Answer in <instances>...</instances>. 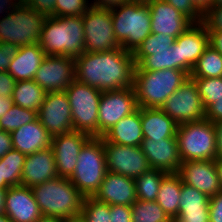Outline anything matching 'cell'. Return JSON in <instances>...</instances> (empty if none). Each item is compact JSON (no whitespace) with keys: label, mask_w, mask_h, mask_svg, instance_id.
Returning a JSON list of instances; mask_svg holds the SVG:
<instances>
[{"label":"cell","mask_w":222,"mask_h":222,"mask_svg":"<svg viewBox=\"0 0 222 222\" xmlns=\"http://www.w3.org/2000/svg\"><path fill=\"white\" fill-rule=\"evenodd\" d=\"M215 164H216L217 174H218L221 191H222V159H216Z\"/></svg>","instance_id":"57"},{"label":"cell","mask_w":222,"mask_h":222,"mask_svg":"<svg viewBox=\"0 0 222 222\" xmlns=\"http://www.w3.org/2000/svg\"><path fill=\"white\" fill-rule=\"evenodd\" d=\"M45 57L46 53L39 44L19 47L17 54L11 58L7 72L16 82L33 80Z\"/></svg>","instance_id":"25"},{"label":"cell","mask_w":222,"mask_h":222,"mask_svg":"<svg viewBox=\"0 0 222 222\" xmlns=\"http://www.w3.org/2000/svg\"><path fill=\"white\" fill-rule=\"evenodd\" d=\"M128 2V0H90L92 7L100 9H112L119 7L122 3Z\"/></svg>","instance_id":"51"},{"label":"cell","mask_w":222,"mask_h":222,"mask_svg":"<svg viewBox=\"0 0 222 222\" xmlns=\"http://www.w3.org/2000/svg\"><path fill=\"white\" fill-rule=\"evenodd\" d=\"M19 46L13 43H0V72L7 71L11 58L18 52Z\"/></svg>","instance_id":"44"},{"label":"cell","mask_w":222,"mask_h":222,"mask_svg":"<svg viewBox=\"0 0 222 222\" xmlns=\"http://www.w3.org/2000/svg\"><path fill=\"white\" fill-rule=\"evenodd\" d=\"M210 222H222V191L210 197Z\"/></svg>","instance_id":"47"},{"label":"cell","mask_w":222,"mask_h":222,"mask_svg":"<svg viewBox=\"0 0 222 222\" xmlns=\"http://www.w3.org/2000/svg\"><path fill=\"white\" fill-rule=\"evenodd\" d=\"M133 53L122 47L107 52H83L75 58V79L100 91L133 87Z\"/></svg>","instance_id":"1"},{"label":"cell","mask_w":222,"mask_h":222,"mask_svg":"<svg viewBox=\"0 0 222 222\" xmlns=\"http://www.w3.org/2000/svg\"><path fill=\"white\" fill-rule=\"evenodd\" d=\"M139 108L133 87L103 91L98 108V137Z\"/></svg>","instance_id":"12"},{"label":"cell","mask_w":222,"mask_h":222,"mask_svg":"<svg viewBox=\"0 0 222 222\" xmlns=\"http://www.w3.org/2000/svg\"><path fill=\"white\" fill-rule=\"evenodd\" d=\"M140 118L144 139L176 138L178 124L160 108L140 107Z\"/></svg>","instance_id":"26"},{"label":"cell","mask_w":222,"mask_h":222,"mask_svg":"<svg viewBox=\"0 0 222 222\" xmlns=\"http://www.w3.org/2000/svg\"><path fill=\"white\" fill-rule=\"evenodd\" d=\"M189 78L183 70L135 71L133 89L139 107L161 108Z\"/></svg>","instance_id":"4"},{"label":"cell","mask_w":222,"mask_h":222,"mask_svg":"<svg viewBox=\"0 0 222 222\" xmlns=\"http://www.w3.org/2000/svg\"><path fill=\"white\" fill-rule=\"evenodd\" d=\"M21 3V0H0V18L13 12Z\"/></svg>","instance_id":"52"},{"label":"cell","mask_w":222,"mask_h":222,"mask_svg":"<svg viewBox=\"0 0 222 222\" xmlns=\"http://www.w3.org/2000/svg\"><path fill=\"white\" fill-rule=\"evenodd\" d=\"M173 222H210L209 210L178 212Z\"/></svg>","instance_id":"45"},{"label":"cell","mask_w":222,"mask_h":222,"mask_svg":"<svg viewBox=\"0 0 222 222\" xmlns=\"http://www.w3.org/2000/svg\"><path fill=\"white\" fill-rule=\"evenodd\" d=\"M36 222H63V219L58 218V217H44V216H42Z\"/></svg>","instance_id":"59"},{"label":"cell","mask_w":222,"mask_h":222,"mask_svg":"<svg viewBox=\"0 0 222 222\" xmlns=\"http://www.w3.org/2000/svg\"><path fill=\"white\" fill-rule=\"evenodd\" d=\"M12 105V98L0 97V118L7 113V111L11 108Z\"/></svg>","instance_id":"56"},{"label":"cell","mask_w":222,"mask_h":222,"mask_svg":"<svg viewBox=\"0 0 222 222\" xmlns=\"http://www.w3.org/2000/svg\"><path fill=\"white\" fill-rule=\"evenodd\" d=\"M46 93L34 80L17 81L11 98L13 104L38 113Z\"/></svg>","instance_id":"29"},{"label":"cell","mask_w":222,"mask_h":222,"mask_svg":"<svg viewBox=\"0 0 222 222\" xmlns=\"http://www.w3.org/2000/svg\"><path fill=\"white\" fill-rule=\"evenodd\" d=\"M176 41L177 70L190 75L193 66L209 45V32L204 22L193 23Z\"/></svg>","instance_id":"16"},{"label":"cell","mask_w":222,"mask_h":222,"mask_svg":"<svg viewBox=\"0 0 222 222\" xmlns=\"http://www.w3.org/2000/svg\"><path fill=\"white\" fill-rule=\"evenodd\" d=\"M179 200L178 212L209 210L210 207V197L208 195L183 182Z\"/></svg>","instance_id":"35"},{"label":"cell","mask_w":222,"mask_h":222,"mask_svg":"<svg viewBox=\"0 0 222 222\" xmlns=\"http://www.w3.org/2000/svg\"><path fill=\"white\" fill-rule=\"evenodd\" d=\"M7 189L0 188V215L4 214L5 193Z\"/></svg>","instance_id":"58"},{"label":"cell","mask_w":222,"mask_h":222,"mask_svg":"<svg viewBox=\"0 0 222 222\" xmlns=\"http://www.w3.org/2000/svg\"><path fill=\"white\" fill-rule=\"evenodd\" d=\"M0 222H12V221L5 214H1Z\"/></svg>","instance_id":"61"},{"label":"cell","mask_w":222,"mask_h":222,"mask_svg":"<svg viewBox=\"0 0 222 222\" xmlns=\"http://www.w3.org/2000/svg\"><path fill=\"white\" fill-rule=\"evenodd\" d=\"M81 215L86 222H111L110 205L94 197H84Z\"/></svg>","instance_id":"38"},{"label":"cell","mask_w":222,"mask_h":222,"mask_svg":"<svg viewBox=\"0 0 222 222\" xmlns=\"http://www.w3.org/2000/svg\"><path fill=\"white\" fill-rule=\"evenodd\" d=\"M131 211L132 222H173L156 201L137 199Z\"/></svg>","instance_id":"34"},{"label":"cell","mask_w":222,"mask_h":222,"mask_svg":"<svg viewBox=\"0 0 222 222\" xmlns=\"http://www.w3.org/2000/svg\"><path fill=\"white\" fill-rule=\"evenodd\" d=\"M196 10L204 17L213 7V0H191Z\"/></svg>","instance_id":"53"},{"label":"cell","mask_w":222,"mask_h":222,"mask_svg":"<svg viewBox=\"0 0 222 222\" xmlns=\"http://www.w3.org/2000/svg\"><path fill=\"white\" fill-rule=\"evenodd\" d=\"M75 74L74 58L46 55L33 80L46 92L64 91L75 80Z\"/></svg>","instance_id":"15"},{"label":"cell","mask_w":222,"mask_h":222,"mask_svg":"<svg viewBox=\"0 0 222 222\" xmlns=\"http://www.w3.org/2000/svg\"><path fill=\"white\" fill-rule=\"evenodd\" d=\"M176 139L182 162L216 160V131L209 120L204 118L178 125Z\"/></svg>","instance_id":"7"},{"label":"cell","mask_w":222,"mask_h":222,"mask_svg":"<svg viewBox=\"0 0 222 222\" xmlns=\"http://www.w3.org/2000/svg\"><path fill=\"white\" fill-rule=\"evenodd\" d=\"M90 138L87 133L74 130L52 137L50 147L53 150L58 176L63 178L72 176L80 150Z\"/></svg>","instance_id":"17"},{"label":"cell","mask_w":222,"mask_h":222,"mask_svg":"<svg viewBox=\"0 0 222 222\" xmlns=\"http://www.w3.org/2000/svg\"><path fill=\"white\" fill-rule=\"evenodd\" d=\"M11 149H13L11 134L0 130V159Z\"/></svg>","instance_id":"50"},{"label":"cell","mask_w":222,"mask_h":222,"mask_svg":"<svg viewBox=\"0 0 222 222\" xmlns=\"http://www.w3.org/2000/svg\"><path fill=\"white\" fill-rule=\"evenodd\" d=\"M177 174L186 183L209 197L221 191L215 160L181 162Z\"/></svg>","instance_id":"18"},{"label":"cell","mask_w":222,"mask_h":222,"mask_svg":"<svg viewBox=\"0 0 222 222\" xmlns=\"http://www.w3.org/2000/svg\"><path fill=\"white\" fill-rule=\"evenodd\" d=\"M174 42L173 36L151 33L133 52V56H150L155 52L168 51Z\"/></svg>","instance_id":"37"},{"label":"cell","mask_w":222,"mask_h":222,"mask_svg":"<svg viewBox=\"0 0 222 222\" xmlns=\"http://www.w3.org/2000/svg\"><path fill=\"white\" fill-rule=\"evenodd\" d=\"M135 71L177 70L176 41L168 51L155 52L150 56H133Z\"/></svg>","instance_id":"32"},{"label":"cell","mask_w":222,"mask_h":222,"mask_svg":"<svg viewBox=\"0 0 222 222\" xmlns=\"http://www.w3.org/2000/svg\"><path fill=\"white\" fill-rule=\"evenodd\" d=\"M151 15V33L179 37L193 23L171 4L163 0L148 2Z\"/></svg>","instance_id":"20"},{"label":"cell","mask_w":222,"mask_h":222,"mask_svg":"<svg viewBox=\"0 0 222 222\" xmlns=\"http://www.w3.org/2000/svg\"><path fill=\"white\" fill-rule=\"evenodd\" d=\"M209 44L222 55V31H208Z\"/></svg>","instance_id":"54"},{"label":"cell","mask_w":222,"mask_h":222,"mask_svg":"<svg viewBox=\"0 0 222 222\" xmlns=\"http://www.w3.org/2000/svg\"><path fill=\"white\" fill-rule=\"evenodd\" d=\"M90 7L89 0H56L55 16H82Z\"/></svg>","instance_id":"40"},{"label":"cell","mask_w":222,"mask_h":222,"mask_svg":"<svg viewBox=\"0 0 222 222\" xmlns=\"http://www.w3.org/2000/svg\"><path fill=\"white\" fill-rule=\"evenodd\" d=\"M37 117L52 137L73 131L71 107L65 91L47 92Z\"/></svg>","instance_id":"14"},{"label":"cell","mask_w":222,"mask_h":222,"mask_svg":"<svg viewBox=\"0 0 222 222\" xmlns=\"http://www.w3.org/2000/svg\"><path fill=\"white\" fill-rule=\"evenodd\" d=\"M208 31H222V6H213L203 21Z\"/></svg>","instance_id":"43"},{"label":"cell","mask_w":222,"mask_h":222,"mask_svg":"<svg viewBox=\"0 0 222 222\" xmlns=\"http://www.w3.org/2000/svg\"><path fill=\"white\" fill-rule=\"evenodd\" d=\"M31 189L44 217L66 219L81 215L84 196L69 178L57 176Z\"/></svg>","instance_id":"3"},{"label":"cell","mask_w":222,"mask_h":222,"mask_svg":"<svg viewBox=\"0 0 222 222\" xmlns=\"http://www.w3.org/2000/svg\"><path fill=\"white\" fill-rule=\"evenodd\" d=\"M205 119L212 123L222 121V96L205 109Z\"/></svg>","instance_id":"49"},{"label":"cell","mask_w":222,"mask_h":222,"mask_svg":"<svg viewBox=\"0 0 222 222\" xmlns=\"http://www.w3.org/2000/svg\"><path fill=\"white\" fill-rule=\"evenodd\" d=\"M13 149L30 155L51 146L52 136L41 125L38 118L12 131Z\"/></svg>","instance_id":"24"},{"label":"cell","mask_w":222,"mask_h":222,"mask_svg":"<svg viewBox=\"0 0 222 222\" xmlns=\"http://www.w3.org/2000/svg\"><path fill=\"white\" fill-rule=\"evenodd\" d=\"M45 18L22 2L0 18V43L10 42L19 47L38 44Z\"/></svg>","instance_id":"8"},{"label":"cell","mask_w":222,"mask_h":222,"mask_svg":"<svg viewBox=\"0 0 222 222\" xmlns=\"http://www.w3.org/2000/svg\"><path fill=\"white\" fill-rule=\"evenodd\" d=\"M93 197L108 205L131 206L137 200L135 180L107 171Z\"/></svg>","instance_id":"22"},{"label":"cell","mask_w":222,"mask_h":222,"mask_svg":"<svg viewBox=\"0 0 222 222\" xmlns=\"http://www.w3.org/2000/svg\"><path fill=\"white\" fill-rule=\"evenodd\" d=\"M213 6H222V0H213Z\"/></svg>","instance_id":"62"},{"label":"cell","mask_w":222,"mask_h":222,"mask_svg":"<svg viewBox=\"0 0 222 222\" xmlns=\"http://www.w3.org/2000/svg\"><path fill=\"white\" fill-rule=\"evenodd\" d=\"M63 222H86V220L82 217V215H78V216L63 219Z\"/></svg>","instance_id":"60"},{"label":"cell","mask_w":222,"mask_h":222,"mask_svg":"<svg viewBox=\"0 0 222 222\" xmlns=\"http://www.w3.org/2000/svg\"><path fill=\"white\" fill-rule=\"evenodd\" d=\"M168 174L159 169H150L137 177L135 179L137 199L156 201L161 182Z\"/></svg>","instance_id":"33"},{"label":"cell","mask_w":222,"mask_h":222,"mask_svg":"<svg viewBox=\"0 0 222 222\" xmlns=\"http://www.w3.org/2000/svg\"><path fill=\"white\" fill-rule=\"evenodd\" d=\"M4 214L12 222H36L43 216L32 189L24 185L7 189Z\"/></svg>","instance_id":"19"},{"label":"cell","mask_w":222,"mask_h":222,"mask_svg":"<svg viewBox=\"0 0 222 222\" xmlns=\"http://www.w3.org/2000/svg\"><path fill=\"white\" fill-rule=\"evenodd\" d=\"M111 222H132L131 206L110 205Z\"/></svg>","instance_id":"46"},{"label":"cell","mask_w":222,"mask_h":222,"mask_svg":"<svg viewBox=\"0 0 222 222\" xmlns=\"http://www.w3.org/2000/svg\"><path fill=\"white\" fill-rule=\"evenodd\" d=\"M110 11L116 40L124 50L133 53L151 34L148 3L128 1Z\"/></svg>","instance_id":"5"},{"label":"cell","mask_w":222,"mask_h":222,"mask_svg":"<svg viewBox=\"0 0 222 222\" xmlns=\"http://www.w3.org/2000/svg\"><path fill=\"white\" fill-rule=\"evenodd\" d=\"M26 155L11 149L0 159L1 188L21 185Z\"/></svg>","instance_id":"30"},{"label":"cell","mask_w":222,"mask_h":222,"mask_svg":"<svg viewBox=\"0 0 222 222\" xmlns=\"http://www.w3.org/2000/svg\"><path fill=\"white\" fill-rule=\"evenodd\" d=\"M84 42L87 52H107L121 48L115 38L109 9L90 7L83 15Z\"/></svg>","instance_id":"10"},{"label":"cell","mask_w":222,"mask_h":222,"mask_svg":"<svg viewBox=\"0 0 222 222\" xmlns=\"http://www.w3.org/2000/svg\"><path fill=\"white\" fill-rule=\"evenodd\" d=\"M182 188L181 177L177 173H169L161 182L156 202L174 221L178 216L180 194Z\"/></svg>","instance_id":"28"},{"label":"cell","mask_w":222,"mask_h":222,"mask_svg":"<svg viewBox=\"0 0 222 222\" xmlns=\"http://www.w3.org/2000/svg\"><path fill=\"white\" fill-rule=\"evenodd\" d=\"M107 171L136 179L151 167L141 146L109 143L103 138Z\"/></svg>","instance_id":"13"},{"label":"cell","mask_w":222,"mask_h":222,"mask_svg":"<svg viewBox=\"0 0 222 222\" xmlns=\"http://www.w3.org/2000/svg\"><path fill=\"white\" fill-rule=\"evenodd\" d=\"M37 118V112L13 104L7 113L0 118V130L11 133Z\"/></svg>","instance_id":"36"},{"label":"cell","mask_w":222,"mask_h":222,"mask_svg":"<svg viewBox=\"0 0 222 222\" xmlns=\"http://www.w3.org/2000/svg\"><path fill=\"white\" fill-rule=\"evenodd\" d=\"M56 0H23L22 2L29 8L34 9L38 14L45 17L55 16Z\"/></svg>","instance_id":"42"},{"label":"cell","mask_w":222,"mask_h":222,"mask_svg":"<svg viewBox=\"0 0 222 222\" xmlns=\"http://www.w3.org/2000/svg\"><path fill=\"white\" fill-rule=\"evenodd\" d=\"M102 137L109 143L126 146H141L144 137L140 118V107L122 118Z\"/></svg>","instance_id":"27"},{"label":"cell","mask_w":222,"mask_h":222,"mask_svg":"<svg viewBox=\"0 0 222 222\" xmlns=\"http://www.w3.org/2000/svg\"><path fill=\"white\" fill-rule=\"evenodd\" d=\"M82 16L46 17L39 46L50 56L77 58L85 52Z\"/></svg>","instance_id":"2"},{"label":"cell","mask_w":222,"mask_h":222,"mask_svg":"<svg viewBox=\"0 0 222 222\" xmlns=\"http://www.w3.org/2000/svg\"><path fill=\"white\" fill-rule=\"evenodd\" d=\"M128 1L148 3L150 0H128Z\"/></svg>","instance_id":"63"},{"label":"cell","mask_w":222,"mask_h":222,"mask_svg":"<svg viewBox=\"0 0 222 222\" xmlns=\"http://www.w3.org/2000/svg\"><path fill=\"white\" fill-rule=\"evenodd\" d=\"M193 79L197 84L205 109L222 96V77Z\"/></svg>","instance_id":"39"},{"label":"cell","mask_w":222,"mask_h":222,"mask_svg":"<svg viewBox=\"0 0 222 222\" xmlns=\"http://www.w3.org/2000/svg\"><path fill=\"white\" fill-rule=\"evenodd\" d=\"M171 4L181 14L186 16L192 23L204 21V17L196 10L191 0H163Z\"/></svg>","instance_id":"41"},{"label":"cell","mask_w":222,"mask_h":222,"mask_svg":"<svg viewBox=\"0 0 222 222\" xmlns=\"http://www.w3.org/2000/svg\"><path fill=\"white\" fill-rule=\"evenodd\" d=\"M57 176L55 158L51 147L26 155L21 185L32 188Z\"/></svg>","instance_id":"23"},{"label":"cell","mask_w":222,"mask_h":222,"mask_svg":"<svg viewBox=\"0 0 222 222\" xmlns=\"http://www.w3.org/2000/svg\"><path fill=\"white\" fill-rule=\"evenodd\" d=\"M191 78H217L222 77V55L212 46L208 45L203 54L193 66L189 75Z\"/></svg>","instance_id":"31"},{"label":"cell","mask_w":222,"mask_h":222,"mask_svg":"<svg viewBox=\"0 0 222 222\" xmlns=\"http://www.w3.org/2000/svg\"><path fill=\"white\" fill-rule=\"evenodd\" d=\"M141 149L151 169H159L167 173H177L181 165L176 138L143 139Z\"/></svg>","instance_id":"21"},{"label":"cell","mask_w":222,"mask_h":222,"mask_svg":"<svg viewBox=\"0 0 222 222\" xmlns=\"http://www.w3.org/2000/svg\"><path fill=\"white\" fill-rule=\"evenodd\" d=\"M64 91L71 107L73 130L98 137V108L102 91L76 79Z\"/></svg>","instance_id":"9"},{"label":"cell","mask_w":222,"mask_h":222,"mask_svg":"<svg viewBox=\"0 0 222 222\" xmlns=\"http://www.w3.org/2000/svg\"><path fill=\"white\" fill-rule=\"evenodd\" d=\"M216 131V159H222V121L214 123Z\"/></svg>","instance_id":"55"},{"label":"cell","mask_w":222,"mask_h":222,"mask_svg":"<svg viewBox=\"0 0 222 222\" xmlns=\"http://www.w3.org/2000/svg\"><path fill=\"white\" fill-rule=\"evenodd\" d=\"M106 172L103 137H91L80 150L77 165L69 180L84 197H93Z\"/></svg>","instance_id":"6"},{"label":"cell","mask_w":222,"mask_h":222,"mask_svg":"<svg viewBox=\"0 0 222 222\" xmlns=\"http://www.w3.org/2000/svg\"><path fill=\"white\" fill-rule=\"evenodd\" d=\"M15 79L7 72H0V97L11 98L15 86Z\"/></svg>","instance_id":"48"},{"label":"cell","mask_w":222,"mask_h":222,"mask_svg":"<svg viewBox=\"0 0 222 222\" xmlns=\"http://www.w3.org/2000/svg\"><path fill=\"white\" fill-rule=\"evenodd\" d=\"M178 125L205 118V108L198 87L189 77L160 108Z\"/></svg>","instance_id":"11"}]
</instances>
